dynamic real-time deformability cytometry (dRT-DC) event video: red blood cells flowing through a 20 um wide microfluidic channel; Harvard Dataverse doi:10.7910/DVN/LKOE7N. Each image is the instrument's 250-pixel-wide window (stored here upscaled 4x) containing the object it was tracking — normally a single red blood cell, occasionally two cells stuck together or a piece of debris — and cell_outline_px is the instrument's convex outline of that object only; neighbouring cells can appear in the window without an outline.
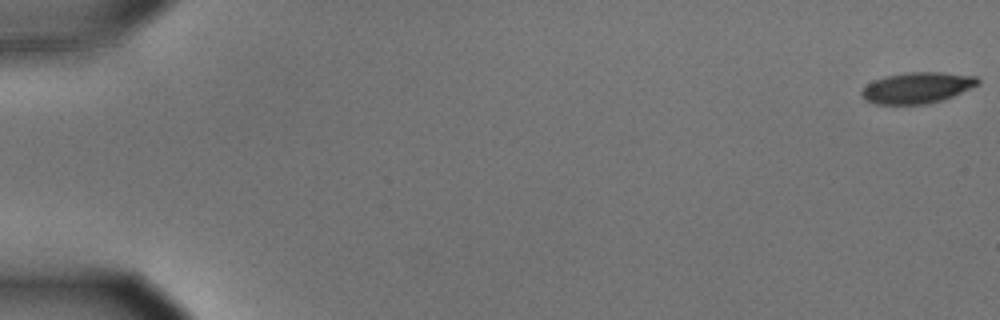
{"species": "common noctule bat (a hibernating species)", "species_latin": "Nyctalus noctula", "temperature_condition": "cold", "stored_images_in_passage": 19, "camera_frame_rate_fps": 3000, "um_per_image_px": 0.085, "animal": {"sex": "male", "body_mass_g": 15.6}, "frame": {"image": 1, "passage_image": 1, "time_ms": 0.0, "image_size_px": [1000, 320], "cell_outline_px": [[980, 84], [952, 96], [928, 104], [876, 104], [864, 100], [860, 92], [868, 84], [884, 76], [908, 72], [940, 72], [976, 76], [980, 80]], "centroid_in_image_um": [77.96, 7.46], "position_along_channel_um": 7.0, "area_um2": 20.92}}
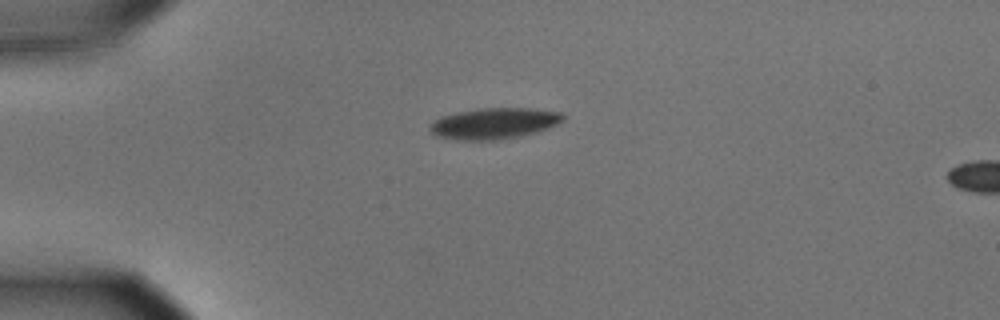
{"frame": {"image": 2, "passage_image": 15, "time_ms": 4.667, "image_size_px": [1000, 320], "cell_outline_px": [[564, 120], [548, 128], [536, 132], [520, 136], [500, 140], [456, 140], [436, 136], [428, 128], [440, 116], [456, 112], [480, 108], [528, 108], [560, 112], [564, 116]], "centroid_in_image_um": [41.98, 10.49], "position_along_channel_um": 43.0, "area_um2": 24.1}}